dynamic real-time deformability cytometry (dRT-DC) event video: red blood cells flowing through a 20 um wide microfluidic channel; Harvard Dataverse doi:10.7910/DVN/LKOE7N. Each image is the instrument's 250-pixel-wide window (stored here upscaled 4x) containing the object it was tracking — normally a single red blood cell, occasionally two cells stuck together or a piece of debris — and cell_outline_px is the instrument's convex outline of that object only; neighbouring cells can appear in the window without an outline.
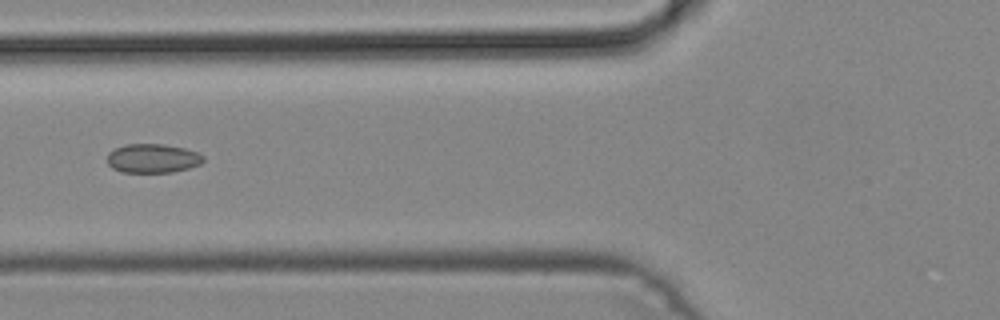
{"species": "common noctule bat (a hibernating species)", "species_latin": "Nyctalus noctula", "temperature_condition": "cold", "stored_images_in_passage": 12, "camera_frame_rate_fps": 3000, "um_per_image_px": 0.085, "animal": {"sex": "male", "body_mass_g": 19.2, "forearm_length_mm": 51.8}, "frame": {"image": 1, "passage_image": 9, "time_ms": 2.667, "image_size_px": [1000, 320], "cell_outline_px": [[204, 160], [200, 164], [188, 168], [172, 172], [120, 172], [112, 168], [108, 164], [108, 152], [112, 148], [124, 144], [164, 144], [184, 148], [196, 152], [204, 156]], "centroid_in_image_um": [12.94, 13.45], "position_along_channel_um": 112.9, "area_um2": 16.36}}